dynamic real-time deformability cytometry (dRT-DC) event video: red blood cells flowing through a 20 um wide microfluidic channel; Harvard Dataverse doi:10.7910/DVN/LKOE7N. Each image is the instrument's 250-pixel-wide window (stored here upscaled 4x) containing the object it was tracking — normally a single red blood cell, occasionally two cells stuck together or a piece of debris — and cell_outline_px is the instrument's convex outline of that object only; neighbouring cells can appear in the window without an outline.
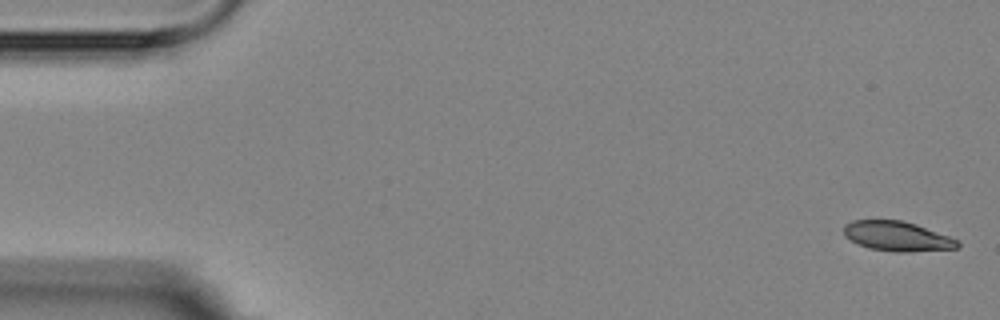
{"species": "Egyptian fruit bat (a non-hibernating species)", "species_latin": "Rousettus aegyptiacus", "temperature_condition": "room temperature", "stored_images_in_passage": 5, "camera_frame_rate_fps": 3000, "um_per_image_px": 0.085, "animal": {"sex": "female"}, "frame": {"image": 1, "passage_image": 1, "time_ms": 0.0, "image_size_px": [1000, 320], "cell_outline_px": [[960, 248], [908, 252], [896, 252], [868, 248], [844, 236], [844, 224], [852, 220], [900, 220], [916, 224], [948, 236], [956, 240], [960, 244]], "centroid_in_image_um": [76.25, 20.08], "position_along_channel_um": 8.8, "area_um2": 19.59}}
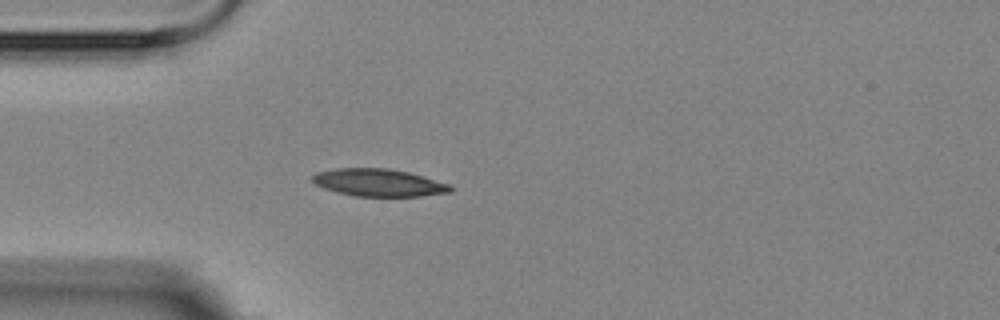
{"frame": {"image": 2, "passage_image": 5, "time_ms": 4.667, "image_size_px": [1000, 320], "cell_outline_px": [[452, 192], [420, 196], [356, 196], [336, 192], [324, 188], [316, 184], [312, 180], [312, 176], [316, 172], [336, 168], [388, 168], [408, 172], [452, 184]], "centroid_in_image_um": [32.21, 15.52], "position_along_channel_um": 52.8, "area_um2": 22.14}}